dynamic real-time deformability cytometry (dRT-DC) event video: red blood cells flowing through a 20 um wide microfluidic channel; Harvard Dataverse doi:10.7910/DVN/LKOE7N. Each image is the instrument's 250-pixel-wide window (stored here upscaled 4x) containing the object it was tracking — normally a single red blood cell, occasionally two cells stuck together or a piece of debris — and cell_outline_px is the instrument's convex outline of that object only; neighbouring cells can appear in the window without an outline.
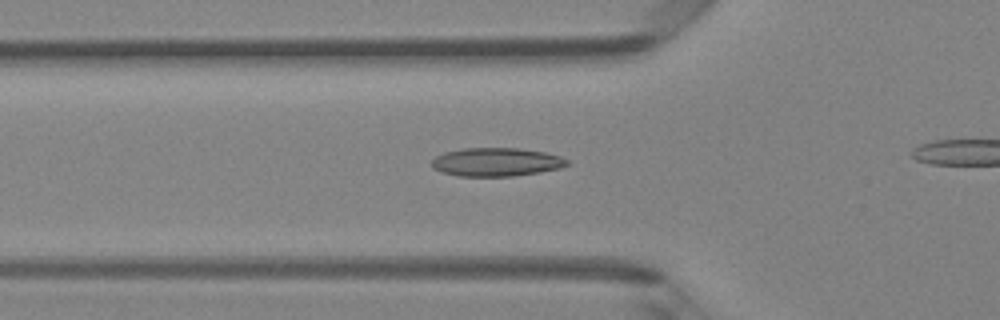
{"species": "Egyptian fruit bat (a non-hibernating species)", "species_latin": "Rousettus aegyptiacus", "temperature_condition": "room temperature", "stored_images_in_passage": 40, "camera_frame_rate_fps": 3000, "um_per_image_px": 0.085, "animal": {"sex": "female"}, "frame": {"image": 1, "passage_image": 17, "time_ms": 5.333, "image_size_px": [1000, 320], "cell_outline_px": [[568, 164], [560, 168], [540, 172], [512, 176], [456, 176], [440, 172], [432, 168], [432, 160], [436, 156], [444, 152], [464, 148], [520, 148], [544, 152], [560, 156], [568, 160]], "centroid_in_image_um": [42.16, 13.77], "position_along_channel_um": 83.6, "area_um2": 22.54}}
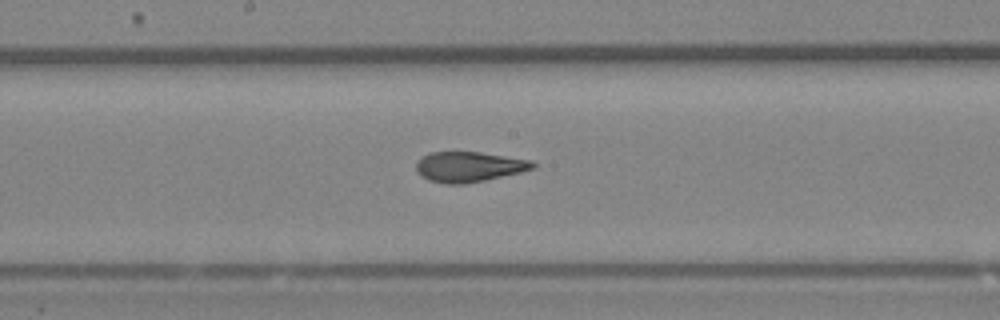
{"frame": {"image": 2, "passage_image": 26, "time_ms": 8.333, "image_size_px": [1000, 320], "cell_outline_px": [[536, 168], [520, 172], [484, 180], [464, 184], [444, 184], [428, 180], [420, 176], [416, 172], [416, 164], [424, 156], [432, 152], [480, 152], [532, 160], [536, 164]], "centroid_in_image_um": [39.86, 14.18], "position_along_channel_um": 208.3, "area_um2": 20.52}}
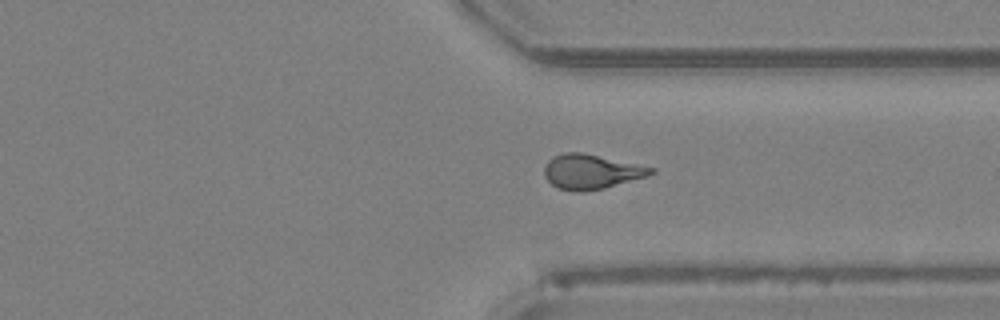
{"frame": {"image": 3, "passage_image": 37, "time_ms": 12.0, "image_size_px": [1000, 320], "cell_outline_px": [[656, 172], [648, 176], [604, 188], [584, 192], [576, 192], [560, 188], [552, 184], [544, 176], [544, 168], [548, 160], [552, 156], [564, 152], [580, 152], [656, 168]], "centroid_in_image_um": [50.25, 14.59], "position_along_channel_um": 361.2, "area_um2": 21.5}}